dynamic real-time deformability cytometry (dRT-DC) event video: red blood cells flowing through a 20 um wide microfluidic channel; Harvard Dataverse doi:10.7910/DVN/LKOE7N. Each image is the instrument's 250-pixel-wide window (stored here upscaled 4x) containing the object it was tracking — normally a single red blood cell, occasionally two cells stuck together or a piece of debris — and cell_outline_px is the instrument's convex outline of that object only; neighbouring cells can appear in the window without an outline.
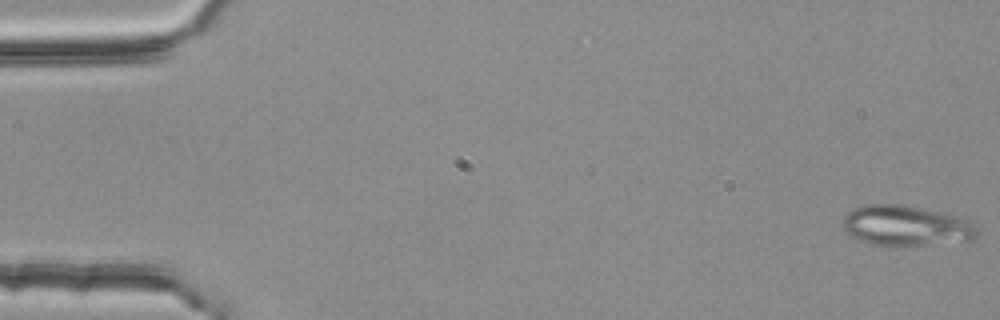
{"species": "common noctule bat (a hibernating species)", "species_latin": "Nyctalus noctula", "temperature_condition": "room temperature", "stored_images_in_passage": 4, "camera_frame_rate_fps": 3000, "um_per_image_px": 0.085, "animal": {"sex": "female", "body_mass_g": 25.1}, "frame": {"image": 1, "passage_image": 1, "time_ms": 0.0, "image_size_px": [1000, 320], "cell_outline_px": [[976, 236], [972, 240], [920, 244], [872, 244], [856, 240], [844, 228], [844, 216], [852, 208], [868, 204], [900, 204], [920, 208], [968, 220], [976, 228]], "centroid_in_image_um": [76.94, 19.16], "position_along_channel_um": 8.1, "area_um2": 30.52}}